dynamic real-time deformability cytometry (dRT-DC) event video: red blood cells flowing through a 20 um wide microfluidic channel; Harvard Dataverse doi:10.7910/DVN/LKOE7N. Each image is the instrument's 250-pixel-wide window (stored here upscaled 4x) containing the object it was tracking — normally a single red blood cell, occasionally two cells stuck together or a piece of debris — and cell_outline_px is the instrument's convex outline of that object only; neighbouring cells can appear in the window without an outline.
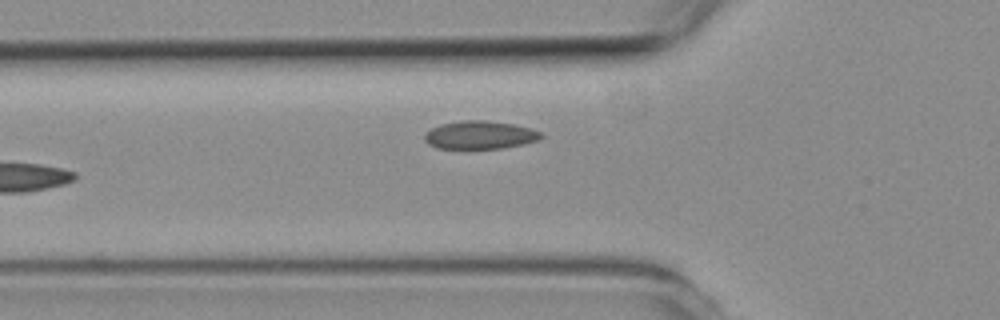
{"species": "common noctule bat (a hibernating species)", "species_latin": "Nyctalus noctula", "temperature_condition": "room temperature", "stored_images_in_passage": 5, "camera_frame_rate_fps": 3000, "um_per_image_px": 0.085, "animal": {"sex": "female", "body_mass_g": 19.3, "forearm_length_mm": 54.1}, "frame": {"image": 1, "passage_image": 5, "time_ms": 5.667, "image_size_px": [1000, 320], "cell_outline_px": [[544, 136], [540, 140], [524, 144], [500, 148], [436, 148], [428, 144], [424, 140], [424, 136], [432, 128], [440, 124], [464, 120], [484, 120], [516, 124], [532, 128], [540, 132]], "centroid_in_image_um": [40.83, 11.47], "position_along_channel_um": 85.0, "area_um2": 19.13}}